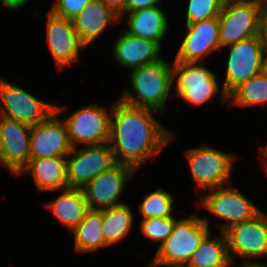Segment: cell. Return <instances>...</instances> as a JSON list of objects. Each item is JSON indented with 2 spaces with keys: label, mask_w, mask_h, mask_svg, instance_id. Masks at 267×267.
Masks as SVG:
<instances>
[{
  "label": "cell",
  "mask_w": 267,
  "mask_h": 267,
  "mask_svg": "<svg viewBox=\"0 0 267 267\" xmlns=\"http://www.w3.org/2000/svg\"><path fill=\"white\" fill-rule=\"evenodd\" d=\"M113 58L118 65L133 70L157 62L161 48L153 41L129 34L125 30L114 40Z\"/></svg>",
  "instance_id": "ac0fdd59"
},
{
  "label": "cell",
  "mask_w": 267,
  "mask_h": 267,
  "mask_svg": "<svg viewBox=\"0 0 267 267\" xmlns=\"http://www.w3.org/2000/svg\"><path fill=\"white\" fill-rule=\"evenodd\" d=\"M31 126L0 116V163L13 175L30 161Z\"/></svg>",
  "instance_id": "9a60e30c"
},
{
  "label": "cell",
  "mask_w": 267,
  "mask_h": 267,
  "mask_svg": "<svg viewBox=\"0 0 267 267\" xmlns=\"http://www.w3.org/2000/svg\"><path fill=\"white\" fill-rule=\"evenodd\" d=\"M92 0H56L50 11L57 16L73 20Z\"/></svg>",
  "instance_id": "f546056e"
},
{
  "label": "cell",
  "mask_w": 267,
  "mask_h": 267,
  "mask_svg": "<svg viewBox=\"0 0 267 267\" xmlns=\"http://www.w3.org/2000/svg\"><path fill=\"white\" fill-rule=\"evenodd\" d=\"M200 62L174 61L172 64V84L176 96L188 104L202 106L220 93V102L228 105V95L219 88L217 76Z\"/></svg>",
  "instance_id": "277c9868"
},
{
  "label": "cell",
  "mask_w": 267,
  "mask_h": 267,
  "mask_svg": "<svg viewBox=\"0 0 267 267\" xmlns=\"http://www.w3.org/2000/svg\"><path fill=\"white\" fill-rule=\"evenodd\" d=\"M261 36L267 49V4L261 8Z\"/></svg>",
  "instance_id": "d6a6232c"
},
{
  "label": "cell",
  "mask_w": 267,
  "mask_h": 267,
  "mask_svg": "<svg viewBox=\"0 0 267 267\" xmlns=\"http://www.w3.org/2000/svg\"><path fill=\"white\" fill-rule=\"evenodd\" d=\"M129 83L136 96L125 89L118 99L131 106L164 114L173 87L172 64L161 58L153 64L135 68L129 73Z\"/></svg>",
  "instance_id": "7a4b0ae2"
},
{
  "label": "cell",
  "mask_w": 267,
  "mask_h": 267,
  "mask_svg": "<svg viewBox=\"0 0 267 267\" xmlns=\"http://www.w3.org/2000/svg\"><path fill=\"white\" fill-rule=\"evenodd\" d=\"M248 1H252L254 3L260 4L261 6L267 4V0H248Z\"/></svg>",
  "instance_id": "8d00e7d4"
},
{
  "label": "cell",
  "mask_w": 267,
  "mask_h": 267,
  "mask_svg": "<svg viewBox=\"0 0 267 267\" xmlns=\"http://www.w3.org/2000/svg\"><path fill=\"white\" fill-rule=\"evenodd\" d=\"M180 218H175L171 234L159 245L149 267H185L202 239L211 231L209 218L197 217V212L189 218Z\"/></svg>",
  "instance_id": "3957f363"
},
{
  "label": "cell",
  "mask_w": 267,
  "mask_h": 267,
  "mask_svg": "<svg viewBox=\"0 0 267 267\" xmlns=\"http://www.w3.org/2000/svg\"><path fill=\"white\" fill-rule=\"evenodd\" d=\"M161 0H125V15L140 9L160 6Z\"/></svg>",
  "instance_id": "4dcf8cb0"
},
{
  "label": "cell",
  "mask_w": 267,
  "mask_h": 267,
  "mask_svg": "<svg viewBox=\"0 0 267 267\" xmlns=\"http://www.w3.org/2000/svg\"><path fill=\"white\" fill-rule=\"evenodd\" d=\"M127 15L129 18L126 32L153 41L162 48L161 44L168 32L169 24L161 5L129 12Z\"/></svg>",
  "instance_id": "44dd1931"
},
{
  "label": "cell",
  "mask_w": 267,
  "mask_h": 267,
  "mask_svg": "<svg viewBox=\"0 0 267 267\" xmlns=\"http://www.w3.org/2000/svg\"><path fill=\"white\" fill-rule=\"evenodd\" d=\"M3 78L0 77V89H1V86H2V82H3Z\"/></svg>",
  "instance_id": "ab89813d"
},
{
  "label": "cell",
  "mask_w": 267,
  "mask_h": 267,
  "mask_svg": "<svg viewBox=\"0 0 267 267\" xmlns=\"http://www.w3.org/2000/svg\"><path fill=\"white\" fill-rule=\"evenodd\" d=\"M259 153L262 155L261 156L262 158H260L261 163H262L263 167L265 168V172H267V143L265 144V146H263L261 148Z\"/></svg>",
  "instance_id": "836d02e7"
},
{
  "label": "cell",
  "mask_w": 267,
  "mask_h": 267,
  "mask_svg": "<svg viewBox=\"0 0 267 267\" xmlns=\"http://www.w3.org/2000/svg\"><path fill=\"white\" fill-rule=\"evenodd\" d=\"M55 112V104L36 98L8 81L0 89V116L29 126L46 121Z\"/></svg>",
  "instance_id": "7c38bea8"
},
{
  "label": "cell",
  "mask_w": 267,
  "mask_h": 267,
  "mask_svg": "<svg viewBox=\"0 0 267 267\" xmlns=\"http://www.w3.org/2000/svg\"><path fill=\"white\" fill-rule=\"evenodd\" d=\"M74 234L75 252H94L108 247L102 231V215L99 210L90 209L79 225L71 231Z\"/></svg>",
  "instance_id": "cb8c5ba5"
},
{
  "label": "cell",
  "mask_w": 267,
  "mask_h": 267,
  "mask_svg": "<svg viewBox=\"0 0 267 267\" xmlns=\"http://www.w3.org/2000/svg\"><path fill=\"white\" fill-rule=\"evenodd\" d=\"M267 103V74L261 72L241 83L228 95V107H249Z\"/></svg>",
  "instance_id": "484cf974"
},
{
  "label": "cell",
  "mask_w": 267,
  "mask_h": 267,
  "mask_svg": "<svg viewBox=\"0 0 267 267\" xmlns=\"http://www.w3.org/2000/svg\"><path fill=\"white\" fill-rule=\"evenodd\" d=\"M0 4L4 5V7L9 9V7L6 5V3L3 0H0ZM0 8H1V5H0Z\"/></svg>",
  "instance_id": "f35d334b"
},
{
  "label": "cell",
  "mask_w": 267,
  "mask_h": 267,
  "mask_svg": "<svg viewBox=\"0 0 267 267\" xmlns=\"http://www.w3.org/2000/svg\"><path fill=\"white\" fill-rule=\"evenodd\" d=\"M263 72L267 74V50L264 56V66H263Z\"/></svg>",
  "instance_id": "d590c367"
},
{
  "label": "cell",
  "mask_w": 267,
  "mask_h": 267,
  "mask_svg": "<svg viewBox=\"0 0 267 267\" xmlns=\"http://www.w3.org/2000/svg\"><path fill=\"white\" fill-rule=\"evenodd\" d=\"M30 173L39 191H56L68 188L66 174V156L30 158L19 171Z\"/></svg>",
  "instance_id": "ffe728a7"
},
{
  "label": "cell",
  "mask_w": 267,
  "mask_h": 267,
  "mask_svg": "<svg viewBox=\"0 0 267 267\" xmlns=\"http://www.w3.org/2000/svg\"><path fill=\"white\" fill-rule=\"evenodd\" d=\"M120 21L119 16L101 0L90 1L72 20L80 41L88 47L108 28L112 21Z\"/></svg>",
  "instance_id": "d6986e66"
},
{
  "label": "cell",
  "mask_w": 267,
  "mask_h": 267,
  "mask_svg": "<svg viewBox=\"0 0 267 267\" xmlns=\"http://www.w3.org/2000/svg\"><path fill=\"white\" fill-rule=\"evenodd\" d=\"M209 191L210 193L205 194L198 204L217 218L226 220V223L215 224L220 232H224L232 225L250 221L262 212L231 184L208 189Z\"/></svg>",
  "instance_id": "9c48e42d"
},
{
  "label": "cell",
  "mask_w": 267,
  "mask_h": 267,
  "mask_svg": "<svg viewBox=\"0 0 267 267\" xmlns=\"http://www.w3.org/2000/svg\"><path fill=\"white\" fill-rule=\"evenodd\" d=\"M261 8L248 0H226L218 15L220 48L261 35Z\"/></svg>",
  "instance_id": "52a82bcc"
},
{
  "label": "cell",
  "mask_w": 267,
  "mask_h": 267,
  "mask_svg": "<svg viewBox=\"0 0 267 267\" xmlns=\"http://www.w3.org/2000/svg\"><path fill=\"white\" fill-rule=\"evenodd\" d=\"M28 2L29 0H17L9 9L12 11L19 10V8H21Z\"/></svg>",
  "instance_id": "e575fe53"
},
{
  "label": "cell",
  "mask_w": 267,
  "mask_h": 267,
  "mask_svg": "<svg viewBox=\"0 0 267 267\" xmlns=\"http://www.w3.org/2000/svg\"><path fill=\"white\" fill-rule=\"evenodd\" d=\"M174 222L175 217L141 219L139 229L141 234L153 241V243L160 242L161 245L171 234Z\"/></svg>",
  "instance_id": "f1b7e54d"
},
{
  "label": "cell",
  "mask_w": 267,
  "mask_h": 267,
  "mask_svg": "<svg viewBox=\"0 0 267 267\" xmlns=\"http://www.w3.org/2000/svg\"><path fill=\"white\" fill-rule=\"evenodd\" d=\"M260 267H267V264L264 263V264H262Z\"/></svg>",
  "instance_id": "60d3db41"
},
{
  "label": "cell",
  "mask_w": 267,
  "mask_h": 267,
  "mask_svg": "<svg viewBox=\"0 0 267 267\" xmlns=\"http://www.w3.org/2000/svg\"><path fill=\"white\" fill-rule=\"evenodd\" d=\"M58 192L57 198L47 202L45 206L71 232L83 220L90 208L82 189L66 188Z\"/></svg>",
  "instance_id": "7402d4cb"
},
{
  "label": "cell",
  "mask_w": 267,
  "mask_h": 267,
  "mask_svg": "<svg viewBox=\"0 0 267 267\" xmlns=\"http://www.w3.org/2000/svg\"><path fill=\"white\" fill-rule=\"evenodd\" d=\"M185 31L174 61L202 62L205 56L221 49L218 16L185 24Z\"/></svg>",
  "instance_id": "e0dca14e"
},
{
  "label": "cell",
  "mask_w": 267,
  "mask_h": 267,
  "mask_svg": "<svg viewBox=\"0 0 267 267\" xmlns=\"http://www.w3.org/2000/svg\"><path fill=\"white\" fill-rule=\"evenodd\" d=\"M224 234L227 239L228 253L234 266L236 263L232 255L243 258L241 267H260L263 264L251 259L267 257L266 213L262 211L250 221L232 225L224 231Z\"/></svg>",
  "instance_id": "8992f818"
},
{
  "label": "cell",
  "mask_w": 267,
  "mask_h": 267,
  "mask_svg": "<svg viewBox=\"0 0 267 267\" xmlns=\"http://www.w3.org/2000/svg\"><path fill=\"white\" fill-rule=\"evenodd\" d=\"M3 1L10 8L17 0H3Z\"/></svg>",
  "instance_id": "74e56055"
},
{
  "label": "cell",
  "mask_w": 267,
  "mask_h": 267,
  "mask_svg": "<svg viewBox=\"0 0 267 267\" xmlns=\"http://www.w3.org/2000/svg\"><path fill=\"white\" fill-rule=\"evenodd\" d=\"M102 215V231L105 243H119L131 231L133 213L127 203L99 210Z\"/></svg>",
  "instance_id": "d4e9b609"
},
{
  "label": "cell",
  "mask_w": 267,
  "mask_h": 267,
  "mask_svg": "<svg viewBox=\"0 0 267 267\" xmlns=\"http://www.w3.org/2000/svg\"><path fill=\"white\" fill-rule=\"evenodd\" d=\"M104 2L112 11H114L119 18L125 15V0H101Z\"/></svg>",
  "instance_id": "1f68e13d"
},
{
  "label": "cell",
  "mask_w": 267,
  "mask_h": 267,
  "mask_svg": "<svg viewBox=\"0 0 267 267\" xmlns=\"http://www.w3.org/2000/svg\"><path fill=\"white\" fill-rule=\"evenodd\" d=\"M136 173V170L125 164L116 163L87 183L82 191L88 206L92 210H100L123 204L119 201L125 184Z\"/></svg>",
  "instance_id": "4fadbf2b"
},
{
  "label": "cell",
  "mask_w": 267,
  "mask_h": 267,
  "mask_svg": "<svg viewBox=\"0 0 267 267\" xmlns=\"http://www.w3.org/2000/svg\"><path fill=\"white\" fill-rule=\"evenodd\" d=\"M229 48L222 87L229 95L241 83L263 72L266 45L261 35L253 36Z\"/></svg>",
  "instance_id": "ba28073f"
},
{
  "label": "cell",
  "mask_w": 267,
  "mask_h": 267,
  "mask_svg": "<svg viewBox=\"0 0 267 267\" xmlns=\"http://www.w3.org/2000/svg\"><path fill=\"white\" fill-rule=\"evenodd\" d=\"M47 16V43L57 69L62 71L72 62L78 61L79 52L87 47L77 36L72 20L57 16L50 10Z\"/></svg>",
  "instance_id": "2e32d148"
},
{
  "label": "cell",
  "mask_w": 267,
  "mask_h": 267,
  "mask_svg": "<svg viewBox=\"0 0 267 267\" xmlns=\"http://www.w3.org/2000/svg\"><path fill=\"white\" fill-rule=\"evenodd\" d=\"M226 0H188L185 24L217 17Z\"/></svg>",
  "instance_id": "83f0119b"
},
{
  "label": "cell",
  "mask_w": 267,
  "mask_h": 267,
  "mask_svg": "<svg viewBox=\"0 0 267 267\" xmlns=\"http://www.w3.org/2000/svg\"><path fill=\"white\" fill-rule=\"evenodd\" d=\"M110 116L105 106L89 104L62 119L72 147L109 142Z\"/></svg>",
  "instance_id": "8fae6325"
},
{
  "label": "cell",
  "mask_w": 267,
  "mask_h": 267,
  "mask_svg": "<svg viewBox=\"0 0 267 267\" xmlns=\"http://www.w3.org/2000/svg\"><path fill=\"white\" fill-rule=\"evenodd\" d=\"M175 197L169 192L161 188L156 189L152 193H147L142 202L138 206V211L142 215V219L159 217L169 218L174 217L173 202Z\"/></svg>",
  "instance_id": "4316f807"
},
{
  "label": "cell",
  "mask_w": 267,
  "mask_h": 267,
  "mask_svg": "<svg viewBox=\"0 0 267 267\" xmlns=\"http://www.w3.org/2000/svg\"><path fill=\"white\" fill-rule=\"evenodd\" d=\"M111 106L109 144L116 163L137 171L175 138V134L155 118L157 111L131 106L120 99Z\"/></svg>",
  "instance_id": "6da1fadb"
},
{
  "label": "cell",
  "mask_w": 267,
  "mask_h": 267,
  "mask_svg": "<svg viewBox=\"0 0 267 267\" xmlns=\"http://www.w3.org/2000/svg\"><path fill=\"white\" fill-rule=\"evenodd\" d=\"M211 231L202 239L185 267H233L224 232L211 238Z\"/></svg>",
  "instance_id": "603a6c76"
},
{
  "label": "cell",
  "mask_w": 267,
  "mask_h": 267,
  "mask_svg": "<svg viewBox=\"0 0 267 267\" xmlns=\"http://www.w3.org/2000/svg\"><path fill=\"white\" fill-rule=\"evenodd\" d=\"M73 147L66 156L68 188L82 189L87 183L116 164L109 142Z\"/></svg>",
  "instance_id": "30bf717a"
},
{
  "label": "cell",
  "mask_w": 267,
  "mask_h": 267,
  "mask_svg": "<svg viewBox=\"0 0 267 267\" xmlns=\"http://www.w3.org/2000/svg\"><path fill=\"white\" fill-rule=\"evenodd\" d=\"M64 107L55 105V112L44 122L31 127L30 158L67 156L72 150L66 127L58 116Z\"/></svg>",
  "instance_id": "5bb4252c"
},
{
  "label": "cell",
  "mask_w": 267,
  "mask_h": 267,
  "mask_svg": "<svg viewBox=\"0 0 267 267\" xmlns=\"http://www.w3.org/2000/svg\"><path fill=\"white\" fill-rule=\"evenodd\" d=\"M192 180L197 189H208L227 185L231 182V172L237 156L222 150L202 145L185 150Z\"/></svg>",
  "instance_id": "5b68a950"
}]
</instances>
